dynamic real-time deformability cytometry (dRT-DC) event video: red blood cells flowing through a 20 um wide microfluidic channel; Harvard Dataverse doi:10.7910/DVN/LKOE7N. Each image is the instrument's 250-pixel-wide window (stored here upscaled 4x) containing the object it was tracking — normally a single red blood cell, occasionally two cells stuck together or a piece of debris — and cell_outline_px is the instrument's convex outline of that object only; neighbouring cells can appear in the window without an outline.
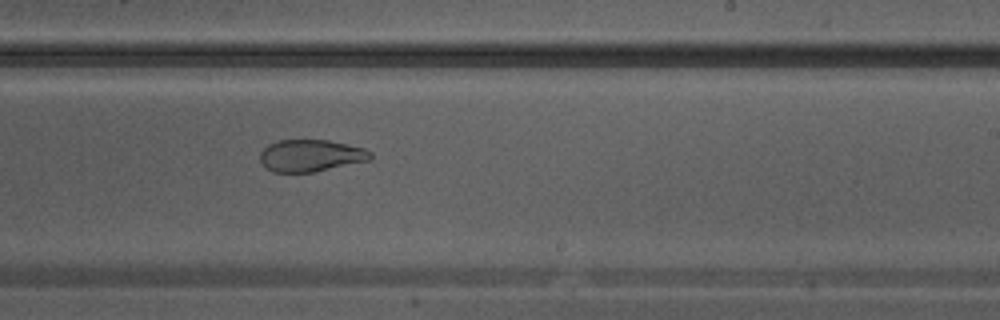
{"species": "Egyptian fruit bat (a non-hibernating species)", "species_latin": "Rousettus aegyptiacus", "temperature_condition": "warm", "stored_images_in_passage": 16, "camera_frame_rate_fps": 3000, "um_per_image_px": 0.085, "animal": {"sex": "male"}, "frame": {"image": 1, "passage_image": 16, "time_ms": 5.0, "image_size_px": [1000, 320], "cell_outline_px": [[372, 156], [368, 160], [312, 172], [272, 172], [260, 160], [260, 152], [268, 144], [276, 140], [328, 140], [364, 148], [372, 152]], "centroid_in_image_um": [26.38, 13.21], "position_along_channel_um": 262.6, "area_um2": 20.35}}